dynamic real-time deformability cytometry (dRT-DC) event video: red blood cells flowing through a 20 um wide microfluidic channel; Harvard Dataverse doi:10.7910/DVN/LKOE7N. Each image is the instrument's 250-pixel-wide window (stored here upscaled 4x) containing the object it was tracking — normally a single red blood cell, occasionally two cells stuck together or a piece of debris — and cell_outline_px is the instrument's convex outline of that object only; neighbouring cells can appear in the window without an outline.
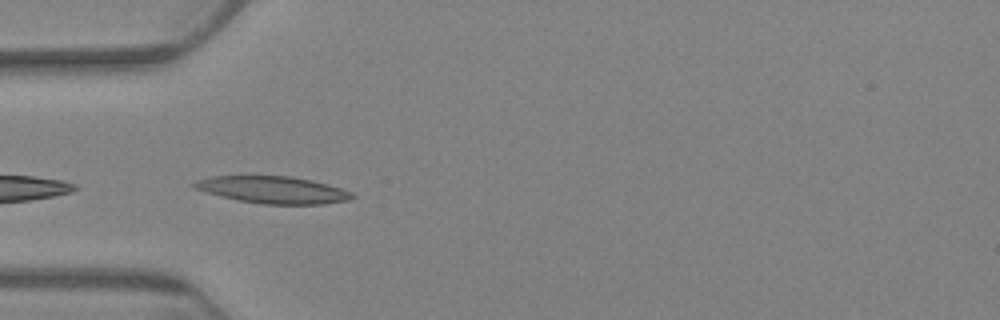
{"species": "Egyptian fruit bat (a non-hibernating species)", "species_latin": "Rousettus aegyptiacus", "temperature_condition": "warm", "stored_images_in_passage": 14, "camera_frame_rate_fps": 3000, "um_per_image_px": 0.085, "animal": {"sex": "female"}, "frame": {"image": 1, "passage_image": 3, "time_ms": 3.333, "image_size_px": [1000, 320], "cell_outline_px": [[356, 196], [348, 200], [320, 204], [264, 204], [236, 200], [208, 192], [196, 188], [192, 184], [196, 180], [208, 176], [292, 176], [312, 180], [328, 184], [352, 192]], "centroid_in_image_um": [23.22, 16.13], "position_along_channel_um": 61.8, "area_um2": 24.74}, "authors_computed_cell_mechanics": {"area_um2": 23.8714, "velocity_mm_per_s": 3.1781, "shape_relaxation_time_tau1_ms": 2.602, "shape_relaxation_time_tau2_ms": 1.6002, "deformation_change_tau1": 0.0899, "deformation_change_tau2": 0.0667}}